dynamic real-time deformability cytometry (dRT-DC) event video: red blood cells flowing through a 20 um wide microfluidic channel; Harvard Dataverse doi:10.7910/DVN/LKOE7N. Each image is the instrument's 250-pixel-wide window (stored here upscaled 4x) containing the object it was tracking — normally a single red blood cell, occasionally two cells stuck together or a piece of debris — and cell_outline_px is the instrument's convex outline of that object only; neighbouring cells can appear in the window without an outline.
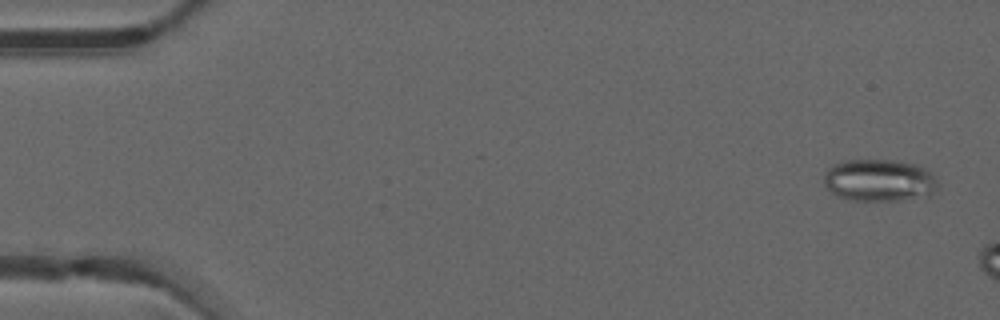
{"species": "common noctule bat (a hibernating species)", "species_latin": "Nyctalus noctula", "temperature_condition": "warm", "stored_images_in_passage": 9, "camera_frame_rate_fps": 3000, "um_per_image_px": 0.085, "animal": {"sex": "male", "forearm_length_mm": 52.5}, "frame": {"image": 1, "passage_image": 2, "time_ms": 0.333, "image_size_px": [1000, 320], "cell_outline_px": [[940, 184], [932, 196], [900, 200], [852, 200], [836, 196], [824, 188], [824, 176], [828, 168], [832, 164], [844, 160], [900, 160], [920, 164], [932, 172]], "centroid_in_image_um": [74.78, 15.32], "position_along_channel_um": 10.2, "area_um2": 28.84}}